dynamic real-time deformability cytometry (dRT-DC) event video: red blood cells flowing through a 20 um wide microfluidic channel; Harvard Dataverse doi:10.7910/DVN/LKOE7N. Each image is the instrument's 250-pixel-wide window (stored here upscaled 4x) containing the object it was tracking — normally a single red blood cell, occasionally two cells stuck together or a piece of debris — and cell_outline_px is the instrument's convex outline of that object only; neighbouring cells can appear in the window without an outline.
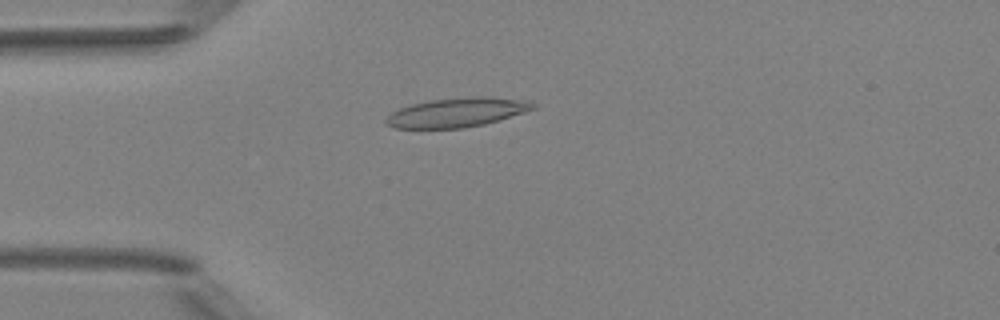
{"species": "Egyptian fruit bat (a non-hibernating species)", "species_latin": "Rousettus aegyptiacus", "temperature_condition": "room temperature", "stored_images_in_passage": 5, "camera_frame_rate_fps": 3000, "um_per_image_px": 0.085, "animal": {"sex": "female"}, "frame": {"image": 1, "passage_image": 4, "time_ms": 3.333, "image_size_px": [1000, 320], "cell_outline_px": [[536, 108], [500, 120], [484, 124], [464, 128], [396, 128], [384, 124], [384, 120], [392, 112], [400, 108], [412, 104], [432, 100], [472, 96], [488, 96], [532, 100], [536, 104]], "centroid_in_image_um": [38.9, 9.55], "position_along_channel_um": 46.1, "area_um2": 25.26}}